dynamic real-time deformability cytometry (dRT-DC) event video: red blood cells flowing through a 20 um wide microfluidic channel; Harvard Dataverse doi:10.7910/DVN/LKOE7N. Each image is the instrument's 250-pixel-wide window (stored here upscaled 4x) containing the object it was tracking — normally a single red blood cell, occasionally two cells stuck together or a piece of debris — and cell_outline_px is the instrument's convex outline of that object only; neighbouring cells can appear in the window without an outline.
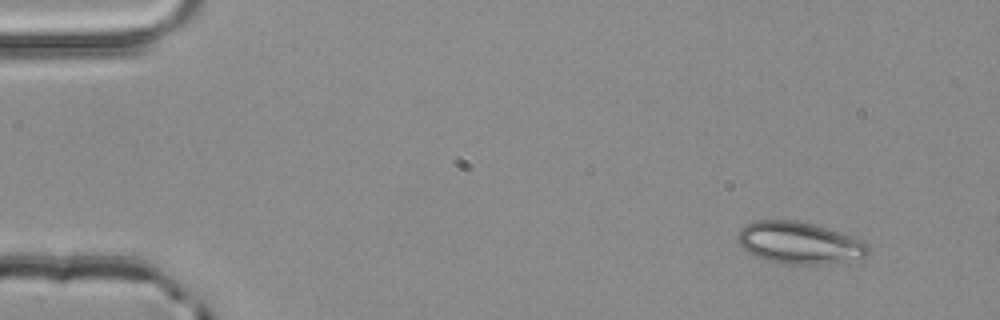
{"species": "common noctule bat (a hibernating species)", "species_latin": "Nyctalus noctula", "temperature_condition": "room temperature", "stored_images_in_passage": 4, "camera_frame_rate_fps": 3000, "um_per_image_px": 0.085, "animal": {"sex": "male", "body_mass_g": 20.4}, "frame": {"image": 1, "passage_image": 1, "time_ms": 0.0, "image_size_px": [1000, 320], "cell_outline_px": [[868, 256], [816, 264], [792, 264], [768, 260], [756, 256], [748, 252], [736, 240], [736, 236], [740, 228], [756, 220], [796, 220], [816, 224], [864, 240], [868, 244]], "centroid_in_image_um": [67.92, 20.61], "position_along_channel_um": 17.1, "area_um2": 31.56}}